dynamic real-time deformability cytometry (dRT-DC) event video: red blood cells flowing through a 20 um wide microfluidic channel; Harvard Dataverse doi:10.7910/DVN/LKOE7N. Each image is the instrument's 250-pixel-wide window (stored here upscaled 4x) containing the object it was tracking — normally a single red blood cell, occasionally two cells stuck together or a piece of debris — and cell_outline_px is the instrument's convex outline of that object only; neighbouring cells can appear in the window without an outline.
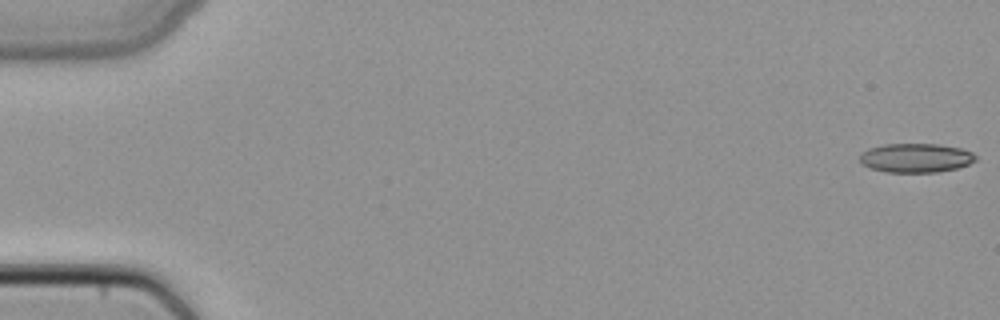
{"species": "common noctule bat (a hibernating species)", "species_latin": "Nyctalus noctula", "temperature_condition": "cold", "stored_images_in_passage": 50, "camera_frame_rate_fps": 3000, "um_per_image_px": 0.085, "animal": {"sex": "female", "body_mass_g": 22.7, "forearm_length_mm": 54.2}, "frame": {"image": 1, "passage_image": 1, "time_ms": 0.0, "image_size_px": [1000, 320], "cell_outline_px": [[976, 160], [968, 164], [956, 168], [936, 172], [884, 172], [872, 168], [864, 164], [860, 160], [860, 152], [868, 148], [884, 144], [940, 144], [960, 148], [972, 152], [976, 156]], "centroid_in_image_um": [77.83, 13.41], "position_along_channel_um": 7.2, "area_um2": 19.59}}
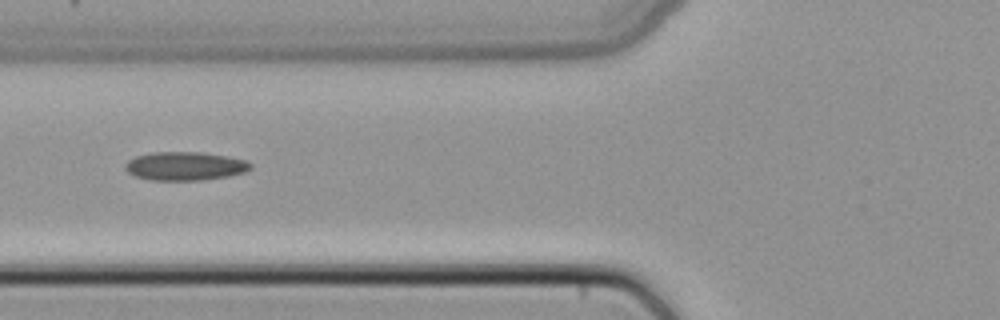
{"frame": {"image": 2, "passage_image": 20, "time_ms": 6.333, "image_size_px": [1000, 320], "cell_outline_px": [[252, 168], [244, 172], [228, 176], [204, 180], [152, 180], [136, 176], [128, 172], [124, 168], [124, 164], [128, 160], [136, 156], [152, 152], [200, 152], [248, 160], [252, 164]], "centroid_in_image_um": [15.73, 14.11], "position_along_channel_um": 110.1, "area_um2": 20.87}}
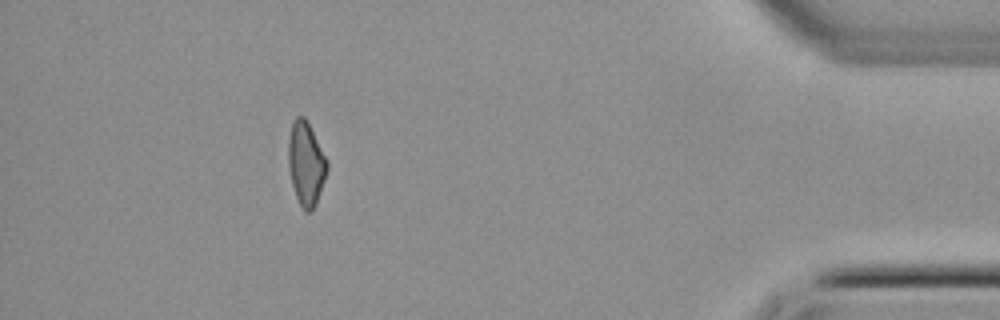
{"frame": {"image": 3, "passage_image": 45, "time_ms": 14.667, "image_size_px": [1000, 320], "cell_outline_px": [[328, 168], [316, 204], [312, 212], [304, 212], [296, 196], [292, 184], [288, 164], [288, 140], [292, 120], [296, 116], [304, 116], [328, 160]], "centroid_in_image_um": [26.0, 13.9], "position_along_channel_um": 409.2, "area_um2": 18.9}}